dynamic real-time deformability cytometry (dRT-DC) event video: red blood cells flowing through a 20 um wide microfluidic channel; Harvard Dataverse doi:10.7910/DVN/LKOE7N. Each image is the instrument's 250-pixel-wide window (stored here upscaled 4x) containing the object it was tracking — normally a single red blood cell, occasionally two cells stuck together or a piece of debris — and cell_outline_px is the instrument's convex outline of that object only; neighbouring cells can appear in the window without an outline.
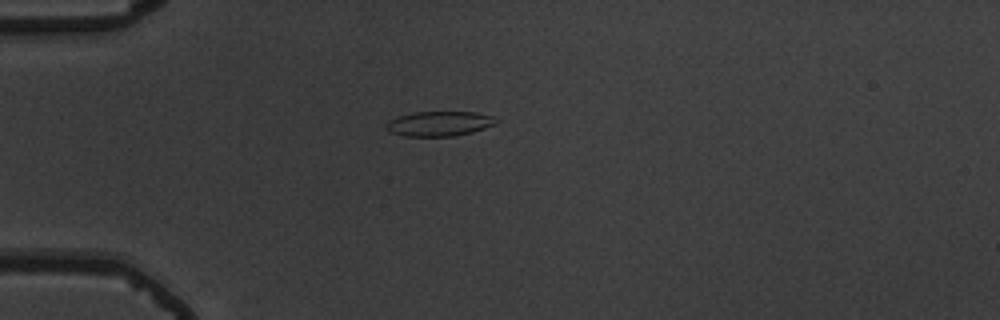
{"species": "common noctule bat (a hibernating species)", "species_latin": "Nyctalus noctula", "temperature_condition": "warm", "stored_images_in_passage": 40, "camera_frame_rate_fps": 3000, "um_per_image_px": 0.085, "animal": {"sex": "male", "body_mass_g": 19.5, "forearm_length_mm": 54.6}, "frame": {"image": 1, "passage_image": 2, "time_ms": 0.333, "image_size_px": [1000, 320], "cell_outline_px": [[500, 120], [496, 124], [472, 132], [452, 136], [404, 136], [388, 132], [388, 120], [412, 112], [476, 112], [492, 116]], "centroid_in_image_um": [37.37, 10.51], "position_along_channel_um": 47.6, "area_um2": 15.84}}
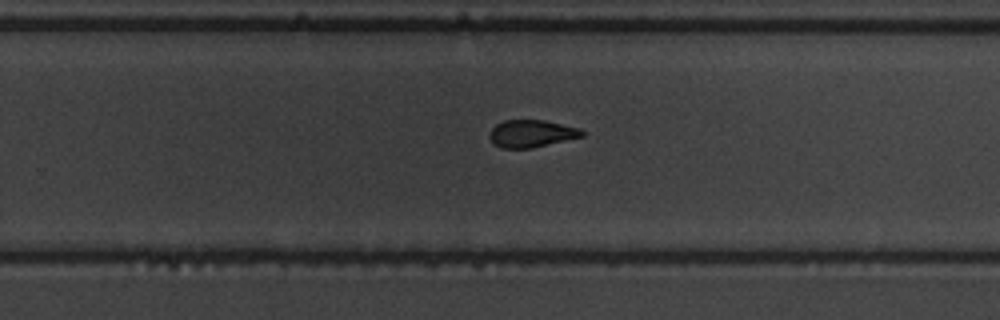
{"frame": {"image": 2, "passage_image": 22, "time_ms": 7.0, "image_size_px": [1000, 320], "cell_outline_px": [[584, 136], [532, 148], [500, 148], [492, 144], [488, 136], [492, 128], [496, 124], [504, 120], [544, 120], [580, 128], [584, 132]], "centroid_in_image_um": [45.14, 11.36], "position_along_channel_um": 284.7, "area_um2": 14.85}}
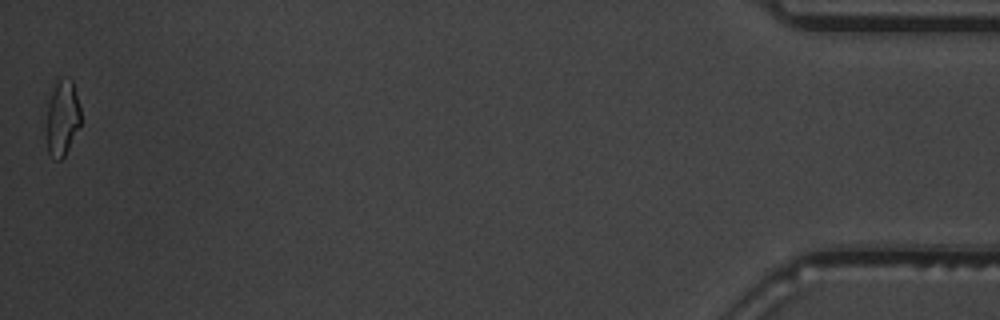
{"frame": {"image": 3, "passage_image": 40, "time_ms": 13.0, "image_size_px": [1000, 320], "cell_outline_px": [[80, 124], [64, 156], [60, 160], [56, 160], [48, 152], [48, 104], [52, 92], [56, 84], [60, 80], [72, 80], [80, 108]], "centroid_in_image_um": [5.32, 10.06], "position_along_channel_um": 429.9, "area_um2": 14.28}, "authors_computed_cell_mechanics": {"area_um2": 15.6349, "velocity_mm_per_s": 3.873, "shape_relaxation_time_tau1_ms": 7.9865, "shape_relaxation_time_tau2_ms": 2.7059, "deformation_change_tau1": 0.2024, "deformation_change_tau2": 0.1056}}